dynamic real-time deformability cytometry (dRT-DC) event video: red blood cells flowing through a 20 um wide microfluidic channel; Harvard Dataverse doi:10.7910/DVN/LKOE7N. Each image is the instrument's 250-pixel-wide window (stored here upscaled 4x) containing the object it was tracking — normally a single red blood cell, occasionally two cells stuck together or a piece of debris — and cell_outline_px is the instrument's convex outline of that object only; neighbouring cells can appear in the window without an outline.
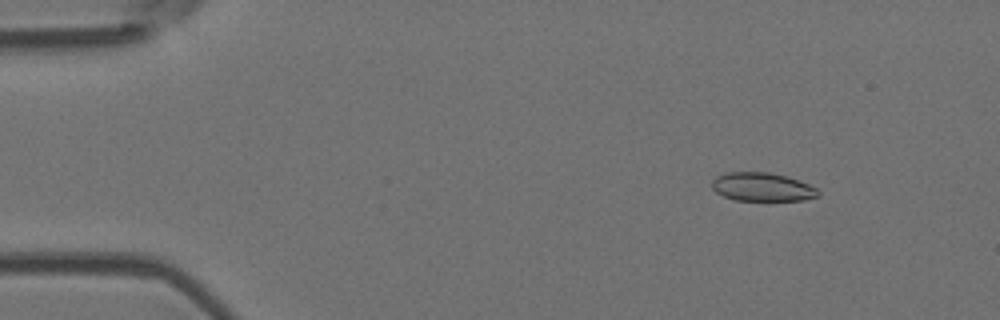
{"species": "Egyptian fruit bat (a non-hibernating species)", "species_latin": "Rousettus aegyptiacus", "temperature_condition": "room temperature", "stored_images_in_passage": 6, "camera_frame_rate_fps": 3000, "um_per_image_px": 0.085, "animal": {"sex": "female"}, "frame": {"image": 1, "passage_image": 2, "time_ms": 1.0, "image_size_px": [1000, 320], "cell_outline_px": [[820, 196], [804, 200], [736, 200], [724, 196], [716, 192], [712, 188], [712, 180], [716, 176], [724, 172], [768, 172], [788, 176], [800, 180], [816, 188], [820, 192]], "centroid_in_image_um": [64.8, 15.88], "position_along_channel_um": 20.2, "area_um2": 17.8}}
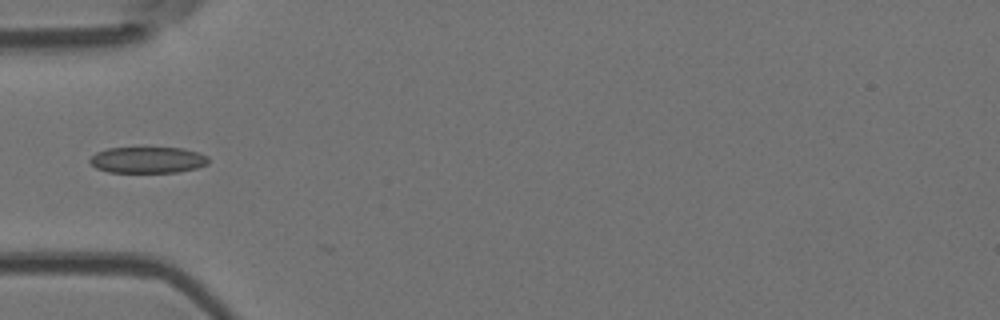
{"frame": {"image": 2, "passage_image": 5, "time_ms": 4.667, "image_size_px": [1000, 320], "cell_outline_px": [[208, 164], [196, 168], [176, 172], [108, 172], [96, 168], [88, 160], [96, 152], [108, 148], [184, 148], [208, 156]], "centroid_in_image_um": [12.55, 13.59], "position_along_channel_um": 72.5, "area_um2": 18.03}}
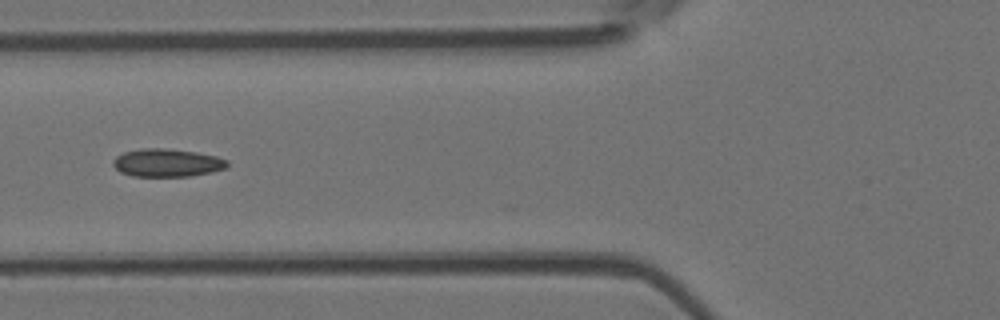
{"frame": {"image": 3, "passage_image": 6, "time_ms": 5.667, "image_size_px": [1000, 320], "cell_outline_px": [[228, 164], [224, 168], [212, 172], [192, 176], [132, 176], [120, 172], [112, 164], [112, 160], [116, 156], [124, 152], [144, 148], [164, 148], [196, 152], [216, 156], [228, 160]], "centroid_in_image_um": [14.18, 13.84], "position_along_channel_um": 111.6, "area_um2": 18.61}}